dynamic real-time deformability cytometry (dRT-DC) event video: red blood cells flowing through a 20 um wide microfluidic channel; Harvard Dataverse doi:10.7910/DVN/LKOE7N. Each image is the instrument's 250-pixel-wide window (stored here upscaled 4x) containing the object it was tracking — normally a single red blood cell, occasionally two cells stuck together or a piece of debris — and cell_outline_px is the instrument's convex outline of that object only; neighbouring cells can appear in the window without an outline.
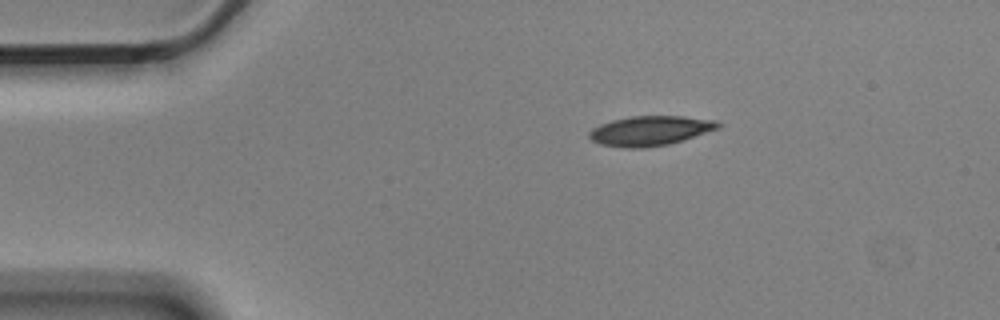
{"species": "Egyptian fruit bat (a non-hibernating species)", "species_latin": "Rousettus aegyptiacus", "temperature_condition": "cold", "stored_images_in_passage": 3, "camera_frame_rate_fps": 3000, "um_per_image_px": 0.085, "animal": {"sex": "male"}, "frame": {"image": 1, "passage_image": 1, "time_ms": 0.0, "image_size_px": [1000, 320], "cell_outline_px": [[720, 128], [668, 144], [644, 148], [628, 148], [600, 144], [592, 140], [588, 136], [588, 132], [592, 128], [600, 124], [612, 120], [632, 116], [684, 116], [716, 120], [720, 124]], "centroid_in_image_um": [55.24, 11.11], "position_along_channel_um": 29.8, "area_um2": 22.2}}
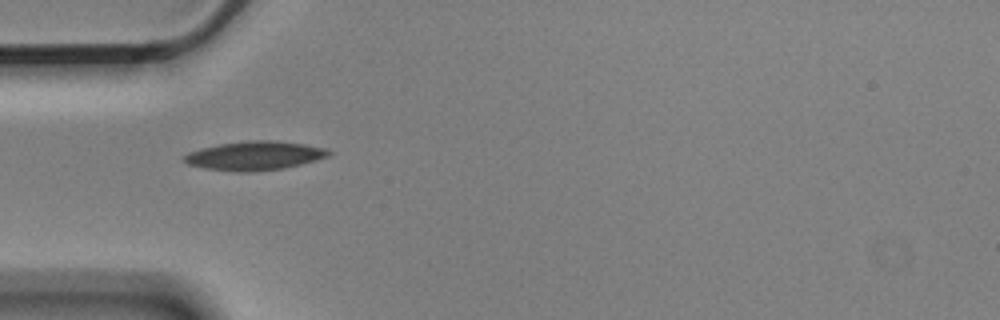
{"frame": {"image": 2, "passage_image": 3, "time_ms": 0.667, "image_size_px": [1000, 320], "cell_outline_px": [[332, 152], [328, 156], [316, 160], [284, 168], [248, 172], [240, 172], [204, 168], [188, 164], [184, 160], [184, 156], [188, 152], [200, 148], [220, 144], [248, 140], [276, 140], [304, 144], [328, 148]], "centroid_in_image_um": [21.66, 13.22], "position_along_channel_um": 63.3, "area_um2": 24.33}}